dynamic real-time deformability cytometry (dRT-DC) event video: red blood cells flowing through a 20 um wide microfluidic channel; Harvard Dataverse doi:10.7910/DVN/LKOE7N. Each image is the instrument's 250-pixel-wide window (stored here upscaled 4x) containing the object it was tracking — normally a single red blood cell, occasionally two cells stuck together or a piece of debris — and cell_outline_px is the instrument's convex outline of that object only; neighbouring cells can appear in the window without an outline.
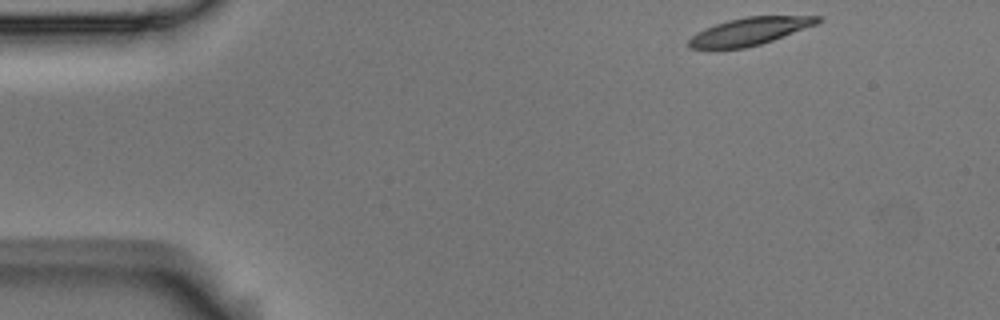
{"species": "Egyptian fruit bat (a non-hibernating species)", "species_latin": "Rousettus aegyptiacus", "temperature_condition": "room temperature", "stored_images_in_passage": 9, "camera_frame_rate_fps": 3000, "um_per_image_px": 0.085, "animal": {"sex": "male"}, "frame": {"image": 1, "passage_image": 1, "time_ms": 0.0, "image_size_px": [1000, 320], "cell_outline_px": [[820, 20], [816, 24], [772, 40], [760, 44], [744, 48], [716, 52], [688, 48], [688, 40], [696, 32], [704, 28], [728, 20], [748, 16], [820, 16]], "centroid_in_image_um": [63.56, 2.72], "position_along_channel_um": 21.4, "area_um2": 21.1}}